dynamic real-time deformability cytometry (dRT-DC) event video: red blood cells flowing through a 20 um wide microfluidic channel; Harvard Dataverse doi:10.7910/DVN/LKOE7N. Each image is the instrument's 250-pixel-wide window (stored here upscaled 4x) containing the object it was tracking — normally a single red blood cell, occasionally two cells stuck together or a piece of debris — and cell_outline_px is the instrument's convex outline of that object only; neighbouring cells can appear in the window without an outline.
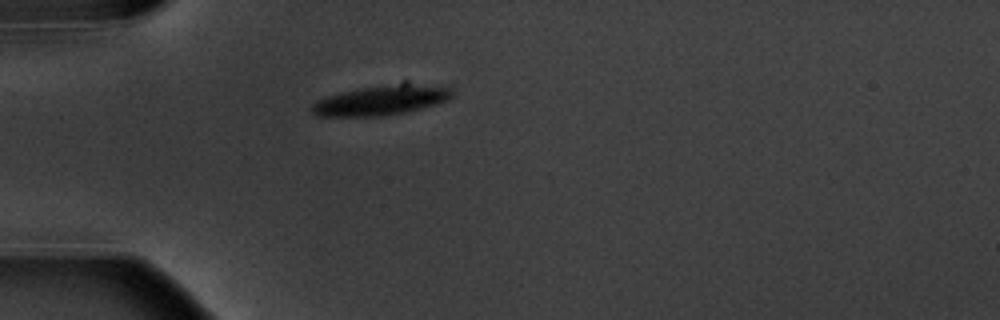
{"species": "common noctule bat (a hibernating species)", "species_latin": "Nyctalus noctula", "temperature_condition": "warm", "stored_images_in_passage": 1, "camera_frame_rate_fps": 3000, "um_per_image_px": 0.085, "animal": {"sex": "male", "body_mass_g": 20.1, "forearm_length_mm": 53.5}, "frame": {"image": 1, "passage_image": 1, "time_ms": 0.0, "image_size_px": [1000, 320], "cell_outline_px": [[452, 96], [448, 100], [436, 104], [408, 112], [384, 116], [316, 116], [308, 108], [316, 100], [324, 96], [340, 92], [360, 88], [404, 80], [452, 88]], "centroid_in_image_um": [32.41, 8.48], "position_along_channel_um": 52.6, "area_um2": 25.37}}